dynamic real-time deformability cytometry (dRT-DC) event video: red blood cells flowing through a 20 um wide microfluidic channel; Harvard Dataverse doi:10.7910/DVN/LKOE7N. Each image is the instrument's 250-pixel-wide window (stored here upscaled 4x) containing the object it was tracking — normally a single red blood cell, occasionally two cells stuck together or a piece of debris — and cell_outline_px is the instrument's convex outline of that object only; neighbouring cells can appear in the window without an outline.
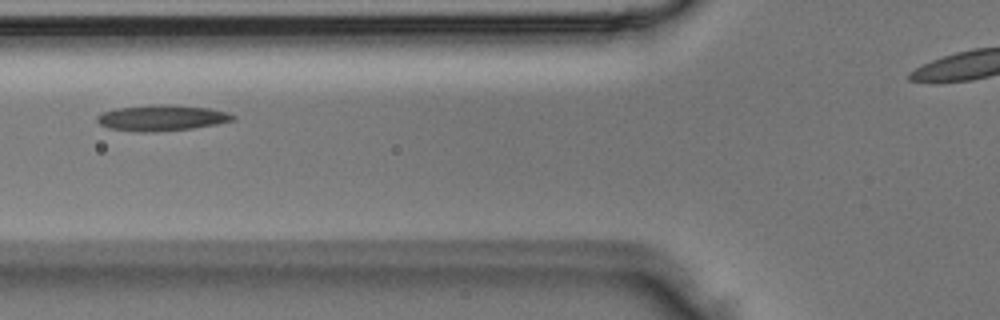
{"species": "Egyptian fruit bat (a non-hibernating species)", "species_latin": "Rousettus aegyptiacus", "temperature_condition": "room temperature", "stored_images_in_passage": 2, "camera_frame_rate_fps": 3000, "um_per_image_px": 0.085, "animal": {"sex": "male"}, "frame": {"image": 1, "passage_image": 2, "time_ms": 0.333, "image_size_px": [1000, 320], "cell_outline_px": [[236, 120], [216, 124], [192, 128], [156, 132], [136, 132], [108, 128], [100, 124], [96, 120], [96, 116], [100, 112], [116, 108], [160, 104], [172, 104], [208, 108], [228, 112], [236, 116]], "centroid_in_image_um": [13.73, 10.02], "position_along_channel_um": 112.1, "area_um2": 20.69}}